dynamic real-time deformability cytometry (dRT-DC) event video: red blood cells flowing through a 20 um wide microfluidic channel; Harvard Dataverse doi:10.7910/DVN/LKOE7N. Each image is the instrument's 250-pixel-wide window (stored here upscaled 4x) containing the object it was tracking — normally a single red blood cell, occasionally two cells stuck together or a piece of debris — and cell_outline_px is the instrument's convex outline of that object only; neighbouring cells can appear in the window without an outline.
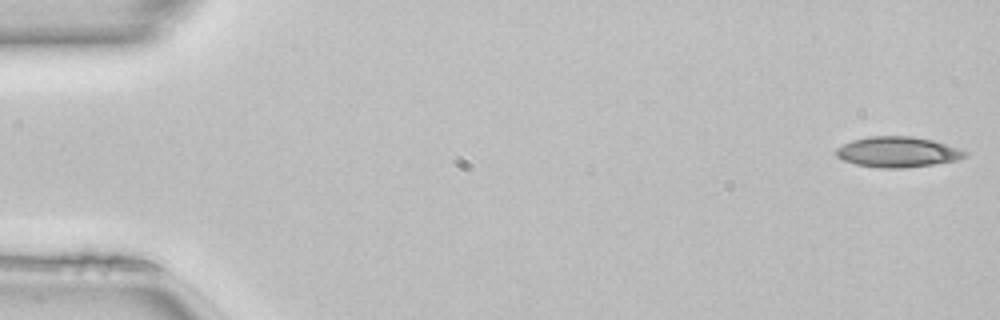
{"species": "common noctule bat (a hibernating species)", "species_latin": "Nyctalus noctula", "temperature_condition": "room temperature", "stored_images_in_passage": 49, "camera_frame_rate_fps": 3000, "um_per_image_px": 0.085, "animal": {"sex": "female", "body_mass_g": 22.7, "forearm_length_mm": 54.2}, "frame": {"image": 1, "passage_image": 1, "time_ms": 0.0, "image_size_px": [1000, 320], "cell_outline_px": [[968, 156], [956, 160], [932, 164], [904, 168], [880, 168], [856, 164], [844, 160], [836, 156], [836, 148], [852, 140], [872, 136], [912, 136], [932, 140], [968, 152]], "centroid_in_image_um": [76.28, 12.92], "position_along_channel_um": 8.7, "area_um2": 22.66}}
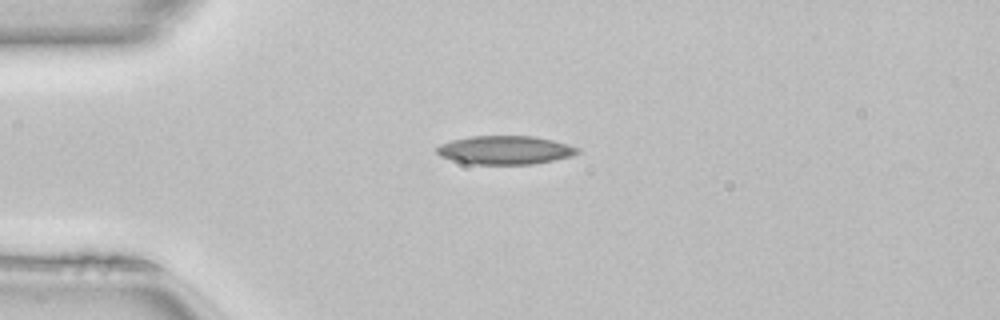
{"frame": {"image": 2, "passage_image": 12, "time_ms": 3.667, "image_size_px": [1000, 320], "cell_outline_px": [[580, 152], [572, 156], [532, 164], [472, 164], [452, 160], [440, 156], [436, 152], [436, 148], [440, 144], [452, 140], [472, 136], [536, 136], [568, 144], [580, 148]], "centroid_in_image_um": [42.94, 12.75], "position_along_channel_um": 42.1, "area_um2": 23.41}}
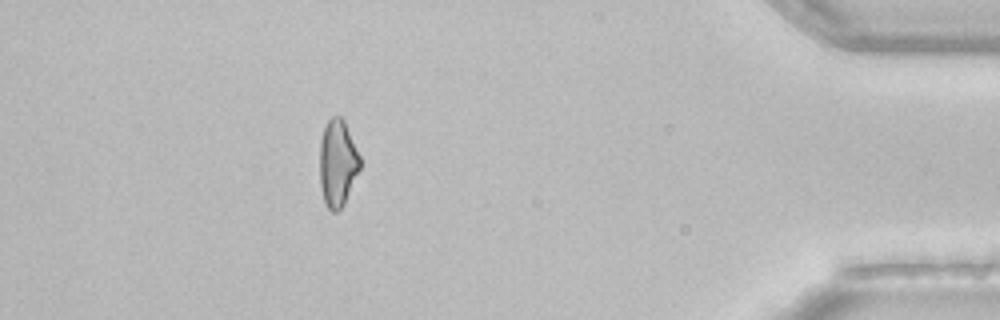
{"frame": {"image": 3, "passage_image": 44, "time_ms": 14.333, "image_size_px": [1000, 320], "cell_outline_px": [[360, 168], [344, 204], [336, 212], [332, 212], [328, 208], [324, 200], [320, 184], [320, 140], [324, 128], [328, 120], [332, 116], [340, 116], [344, 120], [360, 156]], "centroid_in_image_um": [28.69, 13.85], "position_along_channel_um": 406.5, "area_um2": 20.23}, "authors_computed_cell_mechanics": {"area_um2": 22.1374, "velocity_mm_per_s": 4.1373, "shape_relaxation_time_tau1_ms": null, "shape_relaxation_time_tau2_ms": 5.7627, "deformation_change_tau1": null, "deformation_change_tau2": 0.15}}